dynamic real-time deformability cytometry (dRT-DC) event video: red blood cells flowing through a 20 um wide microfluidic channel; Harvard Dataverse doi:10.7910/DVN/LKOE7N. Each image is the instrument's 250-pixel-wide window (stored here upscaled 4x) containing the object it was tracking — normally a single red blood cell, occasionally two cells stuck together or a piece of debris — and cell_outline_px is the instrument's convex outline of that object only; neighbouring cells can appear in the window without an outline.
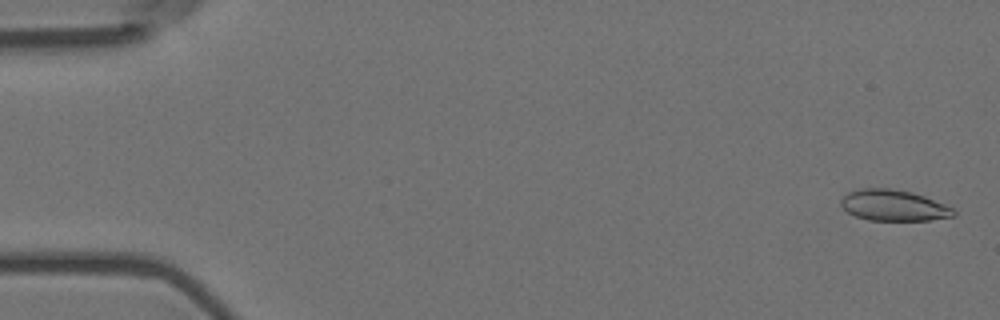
{"species": "Egyptian fruit bat (a non-hibernating species)", "species_latin": "Rousettus aegyptiacus", "temperature_condition": "room temperature", "stored_images_in_passage": 57, "camera_frame_rate_fps": 3000, "um_per_image_px": 0.085, "animal": {"sex": "female"}, "frame": {"image": 1, "passage_image": 2, "time_ms": 0.333, "image_size_px": [1000, 320], "cell_outline_px": [[956, 216], [928, 220], [868, 220], [856, 216], [848, 212], [840, 204], [840, 200], [848, 192], [860, 188], [888, 188], [912, 192], [924, 196], [944, 204], [952, 208], [956, 212]], "centroid_in_image_um": [75.95, 17.45], "position_along_channel_um": 9.1, "area_um2": 20.29}}
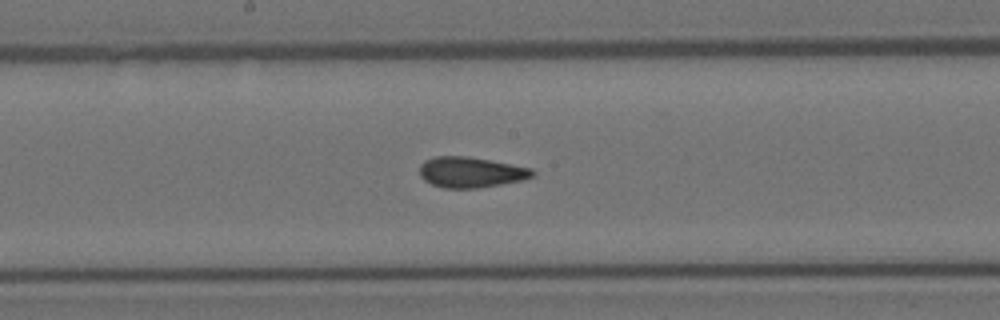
{"frame": {"image": 2, "passage_image": 30, "time_ms": 9.667, "image_size_px": [1000, 320], "cell_outline_px": [[536, 176], [524, 180], [476, 188], [444, 188], [432, 184], [424, 180], [420, 176], [420, 164], [424, 160], [432, 156], [468, 156], [512, 164], [532, 168], [536, 172]], "centroid_in_image_um": [40.04, 14.63], "position_along_channel_um": 208.2, "area_um2": 20.35}}
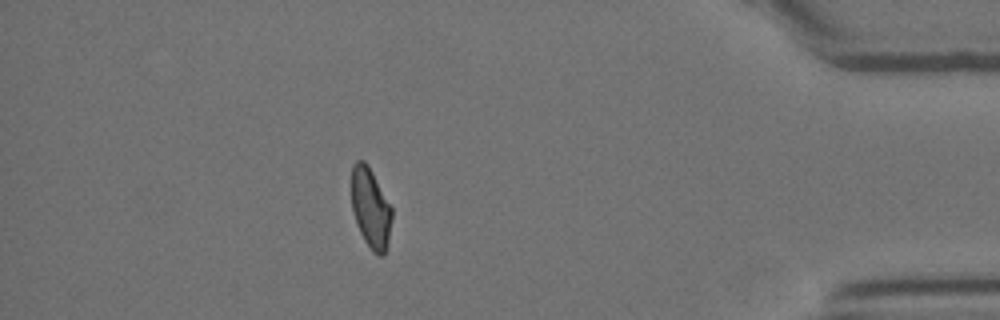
{"frame": {"image": 3, "passage_image": 50, "time_ms": 16.333, "image_size_px": [1000, 320], "cell_outline_px": [[392, 220], [388, 240], [384, 256], [380, 256], [372, 252], [364, 240], [356, 224], [352, 208], [352, 164], [356, 160], [364, 160], [368, 164], [392, 208]], "centroid_in_image_um": [31.5, 17.69], "position_along_channel_um": 403.7, "area_um2": 18.9}, "authors_computed_cell_mechanics": {"area_um2": 20.1722, "velocity_mm_per_s": 3.6001, "shape_relaxation_time_tau1_ms": null, "shape_relaxation_time_tau2_ms": 1.5995, "deformation_change_tau1": null, "deformation_change_tau2": 0.0666}}